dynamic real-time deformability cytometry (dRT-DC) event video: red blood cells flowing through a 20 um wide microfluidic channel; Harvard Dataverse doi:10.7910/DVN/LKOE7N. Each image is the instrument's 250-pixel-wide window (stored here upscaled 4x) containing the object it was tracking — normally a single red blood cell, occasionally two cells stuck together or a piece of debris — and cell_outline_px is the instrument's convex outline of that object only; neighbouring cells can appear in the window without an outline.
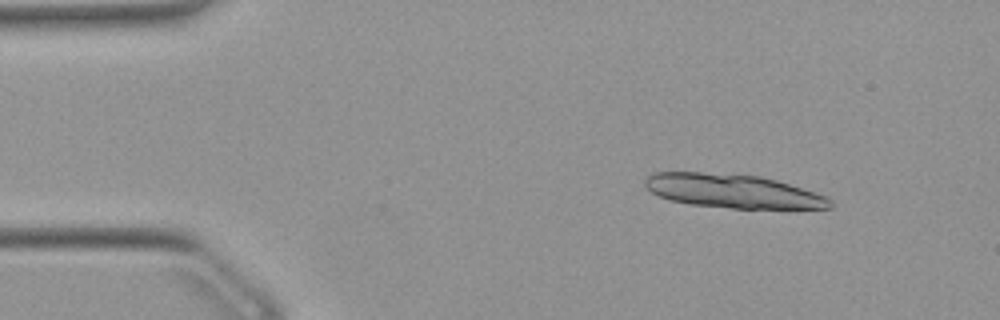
{"species": "Egyptian fruit bat (a non-hibernating species)", "species_latin": "Rousettus aegyptiacus", "temperature_condition": "warm", "stored_images_in_passage": 19, "camera_frame_rate_fps": 3000, "um_per_image_px": 0.085, "animal": {"sex": "female"}, "frame": {"image": 1, "passage_image": 6, "time_ms": 1.667, "image_size_px": [1000, 320], "cell_outline_px": [[832, 208], [732, 208], [692, 204], [672, 200], [660, 196], [644, 188], [644, 180], [648, 176], [656, 172], [700, 172], [760, 176], [776, 180], [828, 196], [832, 200]], "centroid_in_image_um": [62.29, 16.24], "position_along_channel_um": 22.7, "area_um2": 36.13}}
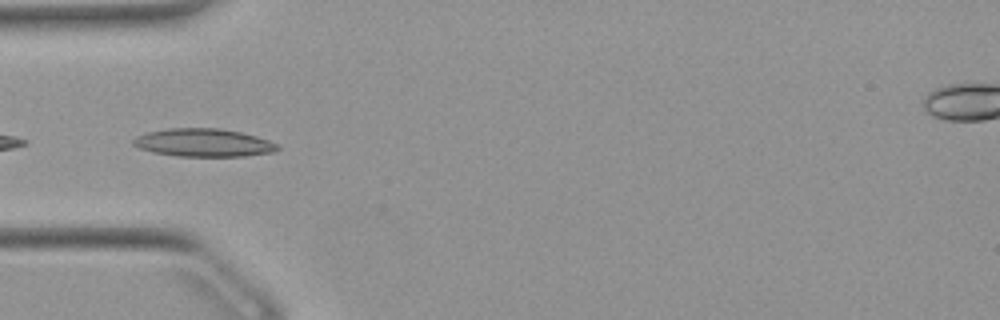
{"frame": {"image": 2, "passage_image": 16, "time_ms": 5.0, "image_size_px": [1000, 320], "cell_outline_px": [[280, 148], [272, 152], [244, 156], [176, 156], [152, 152], [140, 148], [132, 144], [132, 140], [136, 136], [148, 132], [168, 128], [220, 128], [240, 132], [256, 136], [268, 140], [276, 144]], "centroid_in_image_um": [17.27, 12.12], "position_along_channel_um": 67.7, "area_um2": 23.47}}